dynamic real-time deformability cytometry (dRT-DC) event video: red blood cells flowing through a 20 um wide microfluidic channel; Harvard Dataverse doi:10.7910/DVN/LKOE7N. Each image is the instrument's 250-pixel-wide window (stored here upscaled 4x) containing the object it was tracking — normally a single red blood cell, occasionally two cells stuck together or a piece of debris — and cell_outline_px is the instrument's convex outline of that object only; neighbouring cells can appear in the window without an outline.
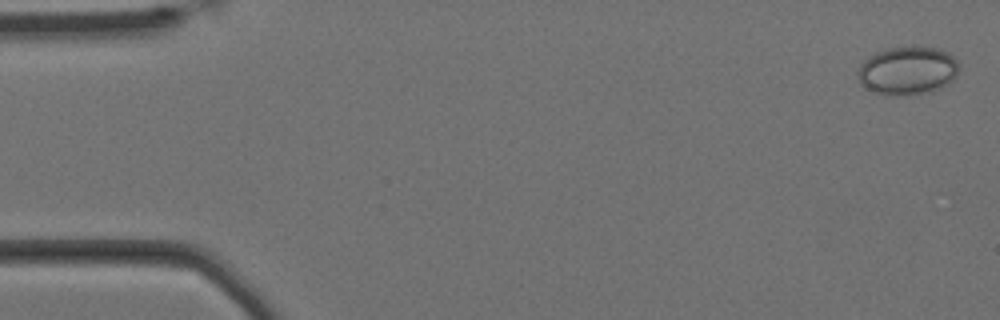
{"species": "Egyptian fruit bat (a non-hibernating species)", "species_latin": "Rousettus aegyptiacus", "temperature_condition": "cold", "stored_images_in_passage": 59, "camera_frame_rate_fps": 3000, "um_per_image_px": 0.085, "animal": {"sex": "female"}, "frame": {"image": 1, "passage_image": 2, "time_ms": 0.333, "image_size_px": [1000, 320], "cell_outline_px": [[960, 68], [956, 76], [948, 84], [932, 92], [908, 96], [884, 96], [860, 84], [856, 72], [860, 64], [868, 56], [884, 48], [936, 48], [952, 56], [960, 64]], "centroid_in_image_um": [77.12, 6.05], "position_along_channel_um": 7.9, "area_um2": 28.73}}
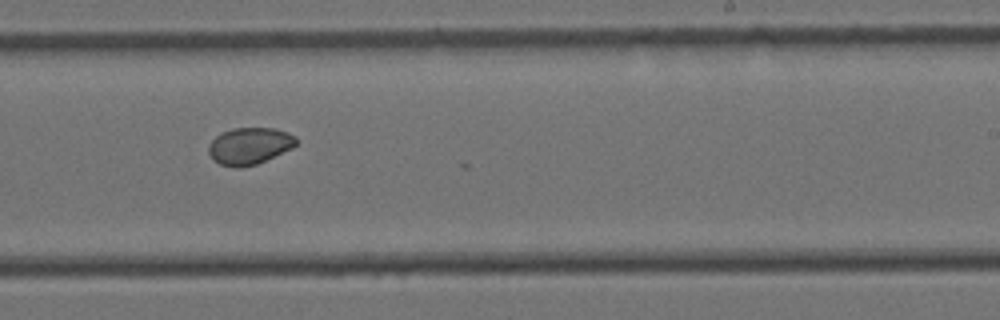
{"frame": {"image": 2, "passage_image": 36, "time_ms": 11.667, "image_size_px": [1000, 320], "cell_outline_px": [[296, 144], [292, 148], [256, 164], [240, 168], [236, 168], [220, 164], [212, 160], [208, 152], [208, 144], [216, 136], [232, 128], [276, 128], [288, 132], [296, 136]], "centroid_in_image_um": [21.19, 12.4], "position_along_channel_um": 267.8, "area_um2": 18.84}}
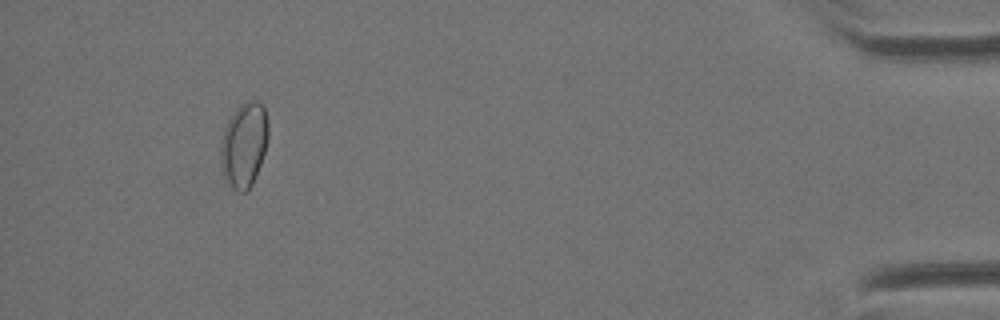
{"frame": {"image": 3, "passage_image": 55, "time_ms": 18.0, "image_size_px": [1000, 320], "cell_outline_px": [[268, 136], [264, 152], [256, 176], [252, 184], [244, 192], [236, 192], [228, 184], [220, 168], [220, 148], [224, 128], [228, 120], [236, 108], [240, 104], [248, 100], [256, 100], [264, 108], [268, 120]], "centroid_in_image_um": [20.72, 12.31], "position_along_channel_um": 414.5, "area_um2": 23.64}}